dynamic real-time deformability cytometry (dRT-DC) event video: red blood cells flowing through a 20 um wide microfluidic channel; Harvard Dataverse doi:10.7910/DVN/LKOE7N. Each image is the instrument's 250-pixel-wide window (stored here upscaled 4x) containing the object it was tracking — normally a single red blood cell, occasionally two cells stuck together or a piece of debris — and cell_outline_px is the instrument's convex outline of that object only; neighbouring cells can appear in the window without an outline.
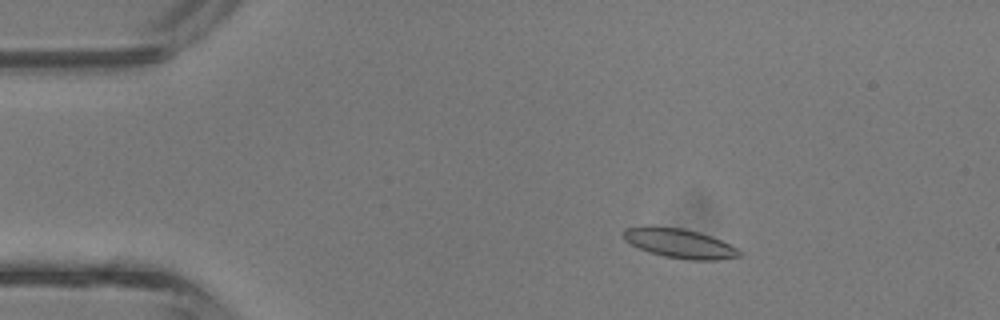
{"species": "common noctule bat (a hibernating species)", "species_latin": "Nyctalus noctula", "temperature_condition": "room temperature", "stored_images_in_passage": 4, "camera_frame_rate_fps": 3000, "um_per_image_px": 0.085, "animal": {"sex": "male", "body_mass_g": 13.3}, "frame": {"image": 1, "passage_image": 3, "time_ms": 0.667, "image_size_px": [1000, 320], "cell_outline_px": [[740, 256], [720, 260], [688, 260], [664, 256], [648, 252], [624, 240], [624, 228], [684, 228], [700, 232], [712, 236], [736, 248], [740, 252]], "centroid_in_image_um": [57.82, 20.72], "position_along_channel_um": 27.2, "area_um2": 19.25}}